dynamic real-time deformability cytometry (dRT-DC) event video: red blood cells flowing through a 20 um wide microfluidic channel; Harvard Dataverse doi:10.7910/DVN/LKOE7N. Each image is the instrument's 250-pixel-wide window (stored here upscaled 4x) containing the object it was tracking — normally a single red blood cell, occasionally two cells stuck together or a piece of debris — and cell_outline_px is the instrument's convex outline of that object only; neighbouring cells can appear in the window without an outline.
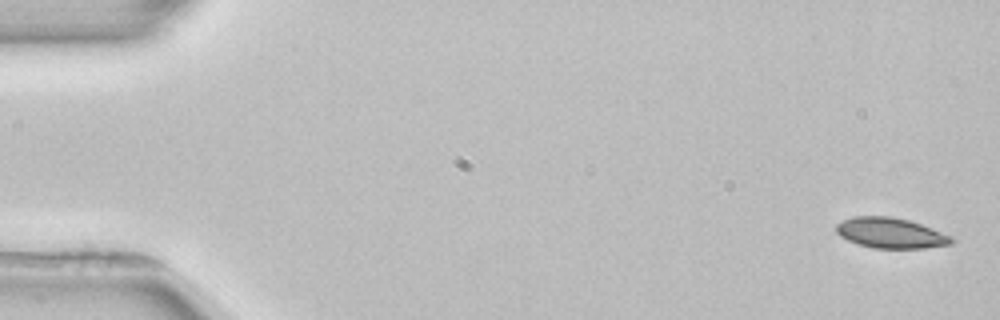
{"species": "common noctule bat (a hibernating species)", "species_latin": "Nyctalus noctula", "temperature_condition": "room temperature", "stored_images_in_passage": 5, "camera_frame_rate_fps": 3000, "um_per_image_px": 0.085, "animal": {"sex": "female", "body_mass_g": 22.7, "forearm_length_mm": 54.2}, "frame": {"image": 1, "passage_image": 1, "time_ms": 0.0, "image_size_px": [1000, 320], "cell_outline_px": [[956, 240], [952, 244], [924, 248], [872, 248], [848, 240], [840, 236], [836, 232], [836, 224], [844, 220], [856, 216], [892, 216], [908, 220], [920, 224], [952, 236]], "centroid_in_image_um": [75.72, 19.81], "position_along_channel_um": 9.3, "area_um2": 20.35}}
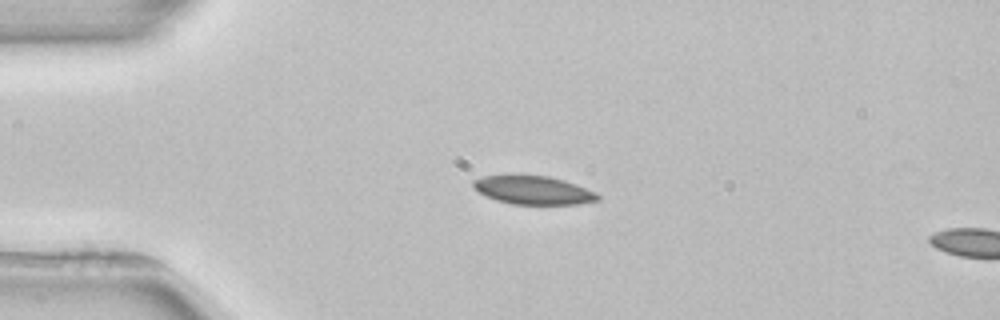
{"frame": {"image": 2, "passage_image": 4, "time_ms": 3.667, "image_size_px": [1000, 320], "cell_outline_px": [[600, 200], [576, 204], [512, 204], [496, 200], [484, 196], [472, 188], [472, 180], [484, 176], [508, 172], [516, 172], [548, 176], [564, 180], [576, 184], [596, 192], [600, 196]], "centroid_in_image_um": [45.24, 16.11], "position_along_channel_um": 39.8, "area_um2": 21.62}}